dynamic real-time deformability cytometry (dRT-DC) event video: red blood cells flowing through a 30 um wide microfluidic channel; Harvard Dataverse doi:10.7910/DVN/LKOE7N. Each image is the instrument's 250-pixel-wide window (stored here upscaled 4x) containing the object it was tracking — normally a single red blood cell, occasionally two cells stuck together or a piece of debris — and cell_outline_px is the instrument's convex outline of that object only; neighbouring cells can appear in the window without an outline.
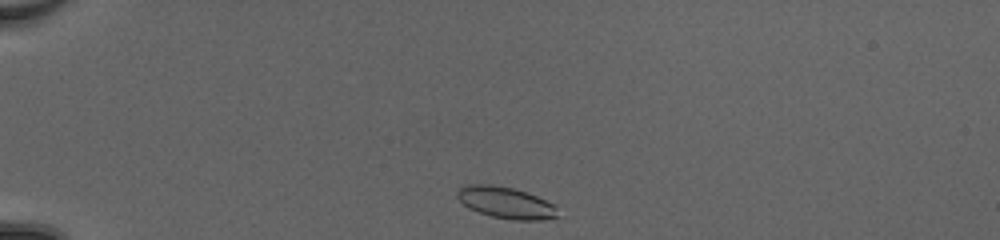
{"species": "common noctule bat (a hibernating species)", "species_latin": "Nyctalus noctula", "temperature_condition": "cold", "stored_images_in_passage": 38, "camera_frame_rate_fps": 3000, "um_per_image_px": 0.085, "animal": {"sex": "female", "body_mass_g": 20.0, "forearm_length_mm": 54.0}, "frame": {"image": 1, "passage_image": 1, "time_ms": 0.0, "image_size_px": [1000, 240], "cell_outline_px": [[556, 216], [540, 220], [512, 220], [492, 216], [468, 208], [456, 196], [456, 192], [464, 184], [492, 184], [512, 188], [536, 196], [552, 204], [556, 208]], "centroid_in_image_um": [42.92, 17.21], "position_along_channel_um": 42.1, "area_um2": 18.15}}
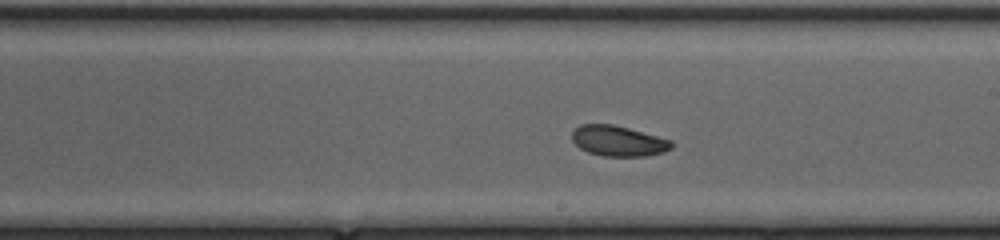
{"frame": {"image": 2, "passage_image": 19, "time_ms": 6.0, "image_size_px": [1000, 240], "cell_outline_px": [[672, 148], [664, 152], [644, 156], [604, 156], [588, 152], [580, 148], [572, 140], [572, 132], [580, 124], [612, 124], [628, 128], [672, 140]], "centroid_in_image_um": [52.55, 11.98], "position_along_channel_um": 236.5, "area_um2": 17.57}}
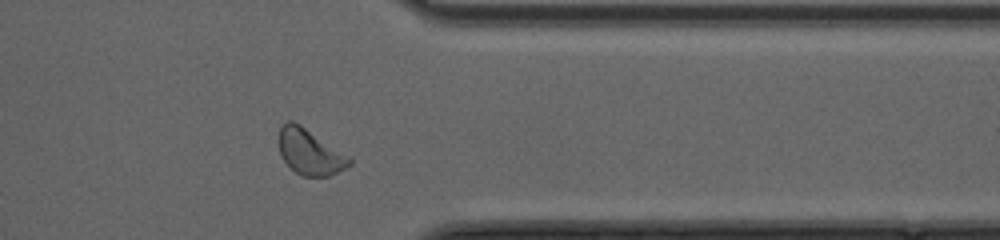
{"frame": {"image": 3, "passage_image": 30, "time_ms": 9.667, "image_size_px": [1000, 240], "cell_outline_px": [[352, 164], [328, 176], [300, 176], [280, 156], [276, 140], [280, 124], [288, 120], [292, 120], [300, 124], [352, 156]], "centroid_in_image_um": [26.31, 12.87], "position_along_channel_um": 385.1, "area_um2": 19.36}, "authors_computed_cell_mechanics": {"area_um2": 18.3226, "velocity_mm_per_s": 4.1505, "shape_relaxation_time_tau1_ms": 3.9808, "shape_relaxation_time_tau2_ms": null, "deformation_change_tau1": 0.0877, "deformation_change_tau2": null}}